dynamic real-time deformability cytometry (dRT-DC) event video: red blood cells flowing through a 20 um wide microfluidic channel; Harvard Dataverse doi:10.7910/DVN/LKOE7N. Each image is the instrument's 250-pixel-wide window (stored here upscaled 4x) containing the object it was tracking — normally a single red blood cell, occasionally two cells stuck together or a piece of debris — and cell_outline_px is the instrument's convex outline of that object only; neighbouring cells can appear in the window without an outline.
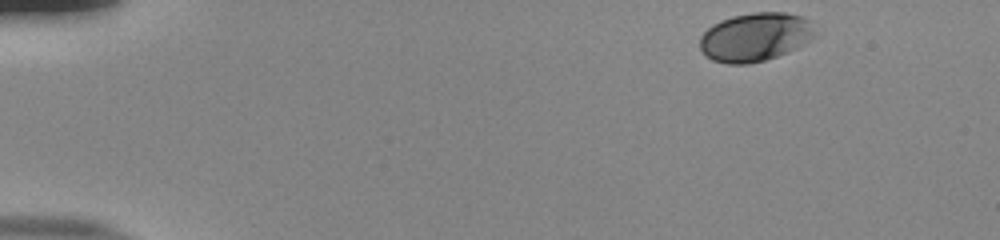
{"species": "human", "species_latin": "Homo sapiens", "temperature_condition": "room temperature", "stored_images_in_passage": 49, "camera_frame_rate_fps": 3000, "um_per_image_px": 0.085, "donor": {"sex": "male"}, "frame": {"image": 1, "passage_image": 1, "time_ms": 0.0, "image_size_px": [1000, 240], "cell_outline_px": [[816, 32], [812, 36], [796, 48], [788, 52], [764, 60], [748, 64], [728, 64], [712, 60], [704, 56], [700, 48], [700, 36], [712, 24], [720, 20], [732, 16], [752, 12], [784, 12], [800, 16], [812, 20]], "centroid_in_image_um": [64.16, 3.14], "position_along_channel_um": 20.8, "area_um2": 32.71}}
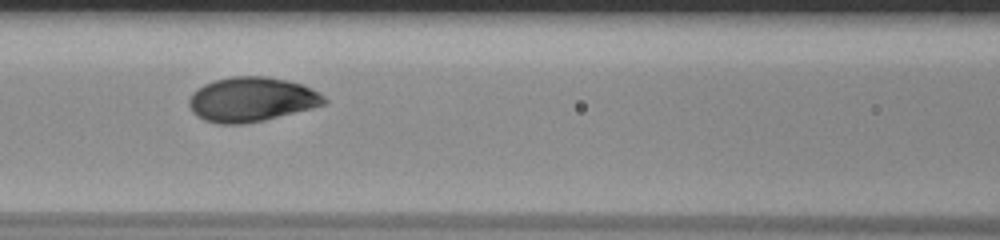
{"frame": {"image": 2, "passage_image": 20, "time_ms": 6.333, "image_size_px": [1000, 240], "cell_outline_px": [[328, 100], [324, 104], [312, 108], [264, 120], [244, 124], [216, 124], [204, 120], [196, 116], [192, 112], [188, 104], [188, 100], [192, 92], [196, 88], [204, 84], [216, 80], [232, 76], [264, 76], [284, 80], [300, 84], [324, 96]], "centroid_in_image_um": [21.31, 8.46], "position_along_channel_um": 145.3, "area_um2": 34.97}}
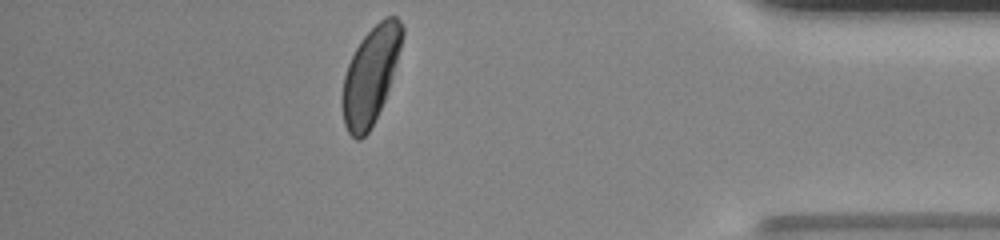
{"frame": {"image": 3, "passage_image": 43, "time_ms": 14.0, "image_size_px": [1000, 240], "cell_outline_px": [[404, 36], [392, 76], [384, 100], [368, 132], [360, 140], [356, 140], [348, 132], [344, 124], [340, 100], [344, 76], [348, 64], [360, 40], [384, 16], [396, 16], [404, 24]], "centroid_in_image_um": [31.48, 6.39], "position_along_channel_um": 403.7, "area_um2": 33.58}, "authors_computed_cell_mechanics": {"area_um2": 34.1598, "velocity_mm_per_s": 3.8088, "shape_relaxation_time_tau1_ms": 2.5031, "shape_relaxation_time_tau2_ms": null, "deformation_change_tau1": 0.1559, "deformation_change_tau2": null}}